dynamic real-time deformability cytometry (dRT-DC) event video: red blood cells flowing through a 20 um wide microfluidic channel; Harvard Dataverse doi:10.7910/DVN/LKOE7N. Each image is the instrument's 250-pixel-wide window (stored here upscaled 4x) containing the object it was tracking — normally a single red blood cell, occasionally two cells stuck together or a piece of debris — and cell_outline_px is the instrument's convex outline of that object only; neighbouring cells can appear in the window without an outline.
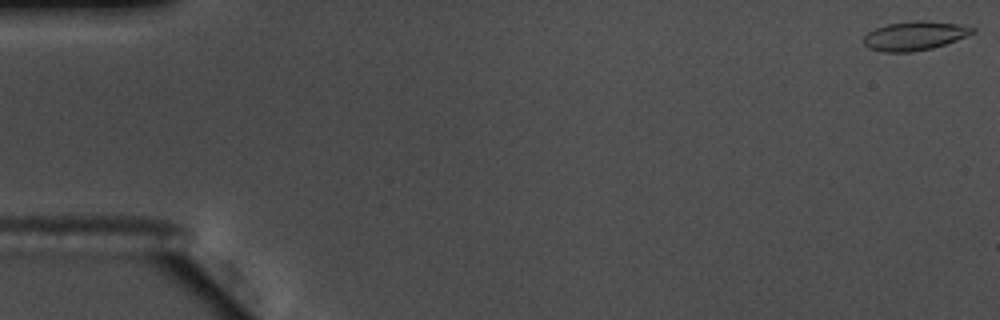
{"species": "common noctule bat (a hibernating species)", "species_latin": "Nyctalus noctula", "temperature_condition": "warm", "stored_images_in_passage": 56, "camera_frame_rate_fps": 3000, "um_per_image_px": 0.085, "animal": {"sex": "male", "body_mass_g": 17.5, "forearm_length_mm": 52.3}, "frame": {"image": 1, "passage_image": 1, "time_ms": 0.0, "image_size_px": [1000, 320], "cell_outline_px": [[976, 32], [956, 40], [932, 48], [912, 52], [884, 52], [868, 48], [864, 44], [864, 36], [868, 32], [876, 28], [888, 24], [912, 20], [924, 20], [960, 24], [976, 28]], "centroid_in_image_um": [77.76, 3.03], "position_along_channel_um": 7.2, "area_um2": 18.44}}
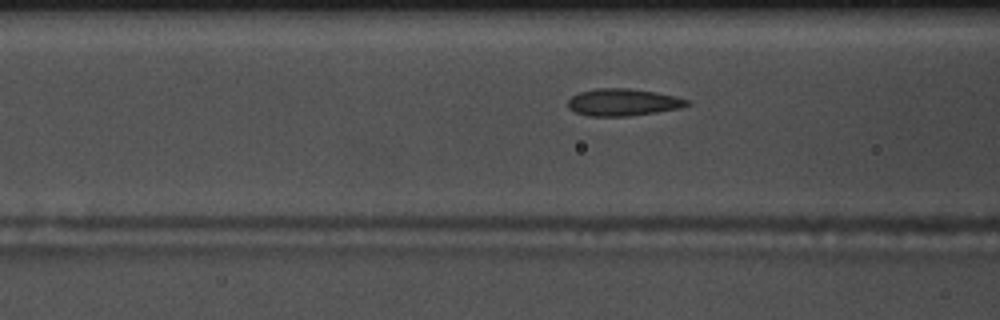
{"frame": {"image": 2, "passage_image": 22, "time_ms": 7.0, "image_size_px": [1000, 320], "cell_outline_px": [[692, 104], [680, 108], [656, 112], [628, 116], [588, 116], [576, 112], [568, 108], [568, 100], [572, 96], [580, 92], [596, 88], [628, 88], [656, 92], [676, 96], [688, 100]], "centroid_in_image_um": [52.96, 8.69], "position_along_channel_um": 113.6, "area_um2": 18.84}}
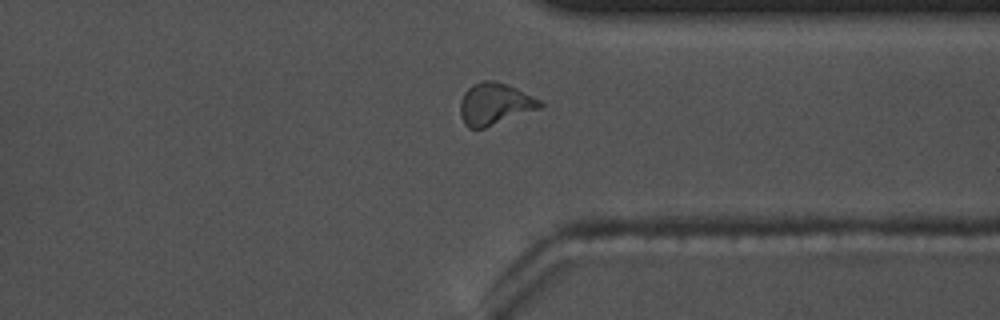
{"frame": {"image": 3, "passage_image": 43, "time_ms": 14.0, "image_size_px": [1000, 320], "cell_outline_px": [[544, 104], [540, 108], [484, 128], [468, 128], [464, 124], [460, 116], [460, 100], [464, 92], [472, 84], [484, 80], [492, 80], [516, 88], [540, 100]], "centroid_in_image_um": [42.01, 8.84], "position_along_channel_um": 369.4, "area_um2": 19.31}, "authors_computed_cell_mechanics": {"area_um2": 18.5538, "velocity_mm_per_s": 3.6666, "shape_relaxation_time_tau1_ms": 8.7907, "shape_relaxation_time_tau2_ms": 1.0809, "deformation_change_tau1": 0.216, "deformation_change_tau2": 0.0617}}